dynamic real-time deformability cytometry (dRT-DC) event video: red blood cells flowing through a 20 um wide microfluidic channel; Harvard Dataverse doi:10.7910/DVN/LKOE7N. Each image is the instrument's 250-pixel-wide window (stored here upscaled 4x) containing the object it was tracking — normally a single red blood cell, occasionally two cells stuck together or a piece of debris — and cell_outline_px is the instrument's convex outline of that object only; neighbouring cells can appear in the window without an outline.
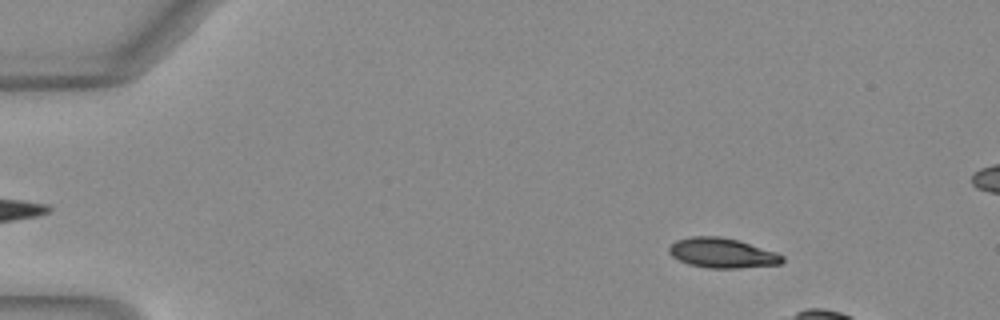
{"species": "Egyptian fruit bat (a non-hibernating species)", "species_latin": "Rousettus aegyptiacus", "temperature_condition": "warm", "stored_images_in_passage": 16, "camera_frame_rate_fps": 3000, "um_per_image_px": 0.085, "animal": {"sex": "female"}, "frame": {"image": 1, "passage_image": 7, "time_ms": 2.0, "image_size_px": [1000, 320], "cell_outline_px": [[784, 260], [780, 264], [736, 268], [708, 268], [688, 264], [672, 256], [668, 252], [668, 248], [676, 240], [688, 236], [720, 236], [740, 240], [776, 252], [784, 256]], "centroid_in_image_um": [61.38, 21.49], "position_along_channel_um": 23.6, "area_um2": 19.83}}